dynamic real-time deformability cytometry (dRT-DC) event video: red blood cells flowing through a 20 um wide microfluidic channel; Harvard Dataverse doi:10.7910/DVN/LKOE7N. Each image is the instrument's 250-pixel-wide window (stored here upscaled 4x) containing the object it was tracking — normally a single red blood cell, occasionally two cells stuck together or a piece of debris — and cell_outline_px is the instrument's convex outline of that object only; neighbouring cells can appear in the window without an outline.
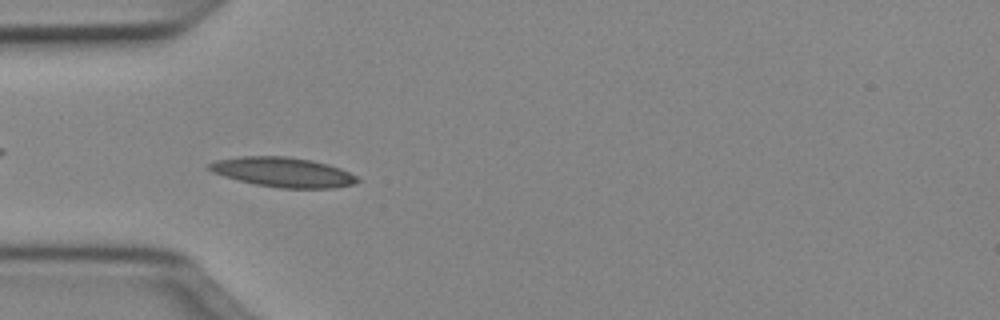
{"species": "Egyptian fruit bat (a non-hibernating species)", "species_latin": "Rousettus aegyptiacus", "temperature_condition": "cold", "stored_images_in_passage": 50, "camera_frame_rate_fps": 3000, "um_per_image_px": 0.085, "animal": {"sex": "female"}, "frame": {"image": 1, "passage_image": 15, "time_ms": 4.667, "image_size_px": [1000, 320], "cell_outline_px": [[360, 180], [356, 184], [332, 188], [280, 188], [256, 184], [224, 176], [212, 172], [204, 168], [208, 164], [216, 160], [240, 156], [284, 156], [308, 160], [328, 164], [340, 168], [356, 176]], "centroid_in_image_um": [24.03, 14.63], "position_along_channel_um": 61.0, "area_um2": 25.55}}
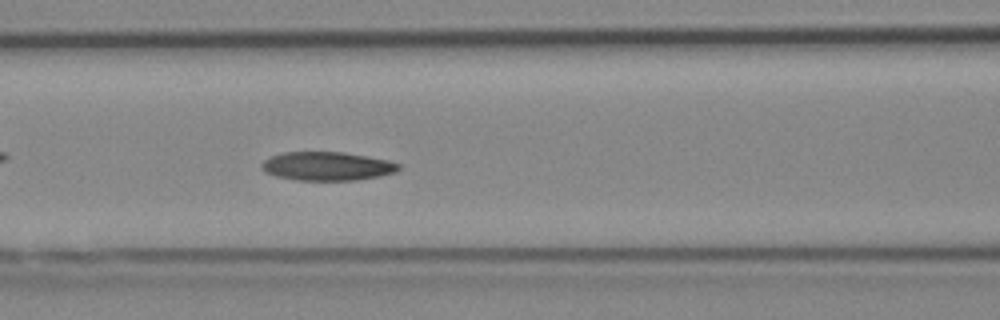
{"frame": {"image": 2, "passage_image": 21, "time_ms": 6.667, "image_size_px": [1000, 320], "cell_outline_px": [[400, 168], [396, 172], [380, 176], [356, 180], [296, 180], [276, 176], [264, 172], [260, 168], [260, 164], [264, 160], [272, 156], [284, 152], [344, 152], [368, 156], [388, 160], [400, 164]], "centroid_in_image_um": [27.8, 14.12], "position_along_channel_um": 138.8, "area_um2": 23.0}}
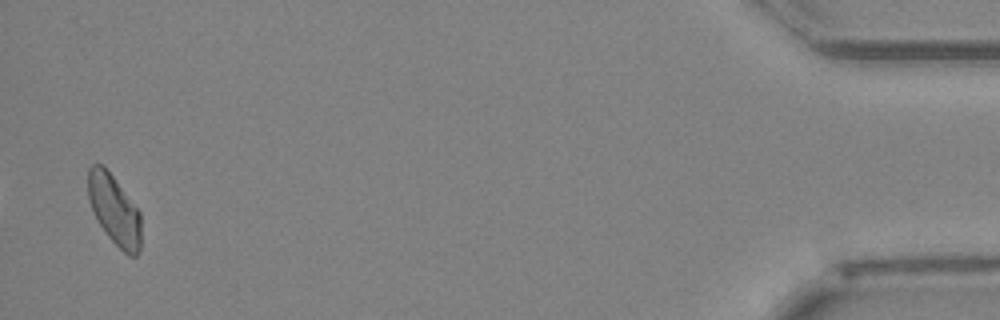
{"frame": {"image": 3, "passage_image": 49, "time_ms": 16.0, "image_size_px": [1000, 320], "cell_outline_px": [[140, 248], [136, 256], [128, 256], [108, 236], [100, 224], [88, 200], [88, 168], [92, 164], [100, 164], [112, 176], [140, 212]], "centroid_in_image_um": [9.71, 17.85], "position_along_channel_um": 425.5, "area_um2": 21.04}, "authors_computed_cell_mechanics": {"area_um2": 22.8888, "velocity_mm_per_s": 3.9966, "shape_relaxation_time_tau1_ms": null, "shape_relaxation_time_tau2_ms": 5.8458, "deformation_change_tau1": null, "deformation_change_tau2": 0.1385}}